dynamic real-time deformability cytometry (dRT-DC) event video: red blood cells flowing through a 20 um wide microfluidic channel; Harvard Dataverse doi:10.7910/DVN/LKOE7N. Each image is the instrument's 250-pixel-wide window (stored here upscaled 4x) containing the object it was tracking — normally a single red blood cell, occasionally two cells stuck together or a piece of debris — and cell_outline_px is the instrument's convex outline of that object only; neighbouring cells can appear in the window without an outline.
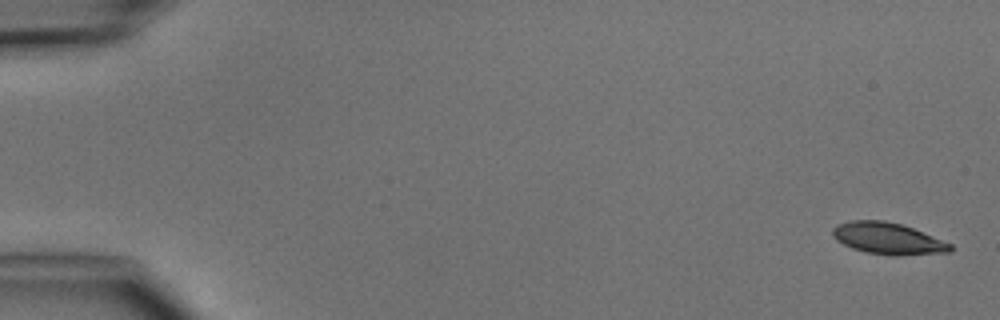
{"species": "common noctule bat (a hibernating species)", "species_latin": "Nyctalus noctula", "temperature_condition": "cold", "stored_images_in_passage": 8, "camera_frame_rate_fps": 3000, "um_per_image_px": 0.085, "animal": {"sex": "male", "body_mass_g": 15.6}, "frame": {"image": 1, "passage_image": 1, "time_ms": 0.0, "image_size_px": [1000, 320], "cell_outline_px": [[952, 252], [900, 256], [892, 256], [868, 252], [852, 248], [836, 240], [832, 236], [832, 228], [836, 224], [852, 220], [884, 220], [900, 224], [912, 228], [952, 244]], "centroid_in_image_um": [75.46, 20.28], "position_along_channel_um": 9.5, "area_um2": 21.73}}
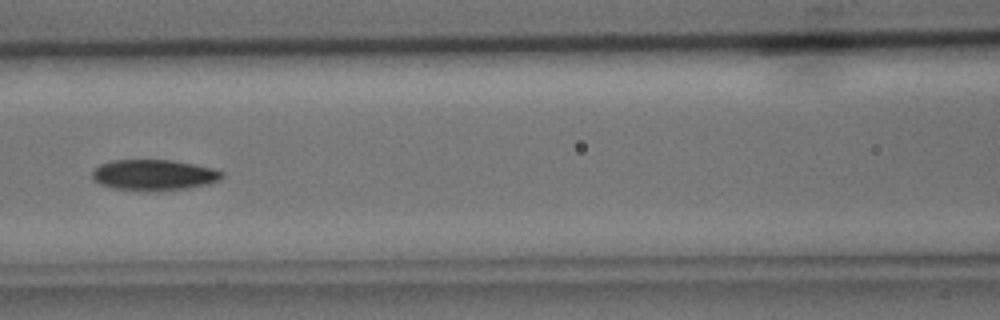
{"frame": {"image": 2, "passage_image": 7, "time_ms": 7.0, "image_size_px": [1000, 320], "cell_outline_px": [[224, 176], [220, 180], [208, 184], [184, 188], [148, 192], [116, 188], [100, 184], [92, 180], [92, 172], [100, 164], [112, 160], [172, 160], [212, 168], [224, 172]], "centroid_in_image_um": [13.07, 14.87], "position_along_channel_um": 153.5, "area_um2": 23.29}}